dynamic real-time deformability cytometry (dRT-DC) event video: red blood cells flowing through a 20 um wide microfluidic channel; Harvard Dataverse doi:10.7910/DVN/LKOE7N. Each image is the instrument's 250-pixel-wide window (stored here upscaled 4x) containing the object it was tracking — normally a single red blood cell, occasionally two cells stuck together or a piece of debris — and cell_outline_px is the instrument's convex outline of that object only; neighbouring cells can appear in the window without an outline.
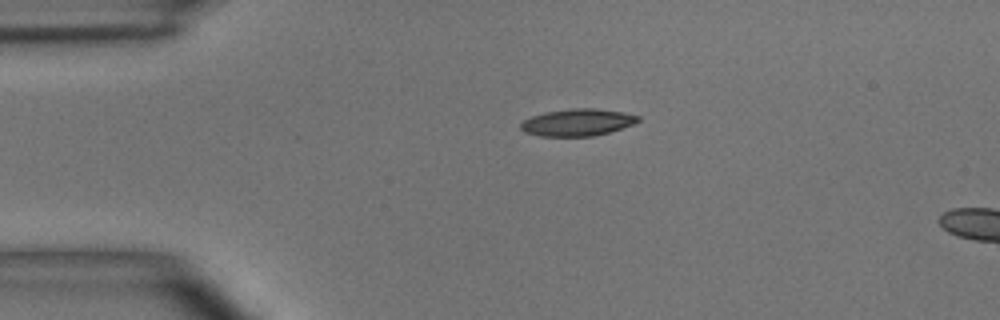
{"species": "common noctule bat (a hibernating species)", "species_latin": "Nyctalus noctula", "temperature_condition": "room temperature", "stored_images_in_passage": 2, "camera_frame_rate_fps": 3000, "um_per_image_px": 0.085, "animal": {"sex": "male", "body_mass_g": 15.6}, "frame": {"image": 1, "passage_image": 1, "time_ms": 0.0, "image_size_px": [1000, 320], "cell_outline_px": [[640, 120], [636, 124], [608, 132], [592, 136], [540, 136], [524, 132], [520, 128], [520, 124], [524, 120], [532, 116], [544, 112], [572, 108], [596, 108], [624, 112], [640, 116]], "centroid_in_image_um": [49.11, 10.39], "position_along_channel_um": 35.9, "area_um2": 18.61}}